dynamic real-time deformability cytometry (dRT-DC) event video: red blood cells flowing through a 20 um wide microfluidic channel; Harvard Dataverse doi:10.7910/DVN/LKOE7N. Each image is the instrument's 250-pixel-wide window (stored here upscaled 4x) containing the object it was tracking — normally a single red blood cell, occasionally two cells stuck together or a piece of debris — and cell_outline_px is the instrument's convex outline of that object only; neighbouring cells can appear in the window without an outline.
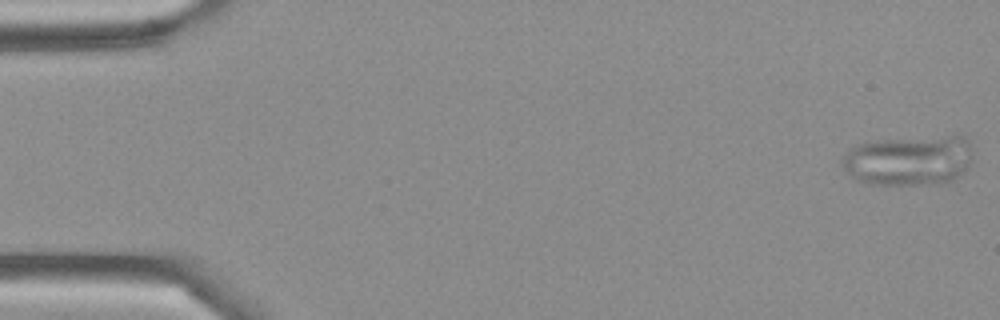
{"species": "Egyptian fruit bat (a non-hibernating species)", "species_latin": "Rousettus aegyptiacus", "temperature_condition": "cold", "stored_images_in_passage": 45, "camera_frame_rate_fps": 3000, "um_per_image_px": 0.085, "frame": {"image": 1, "passage_image": 1, "time_ms": 0.0, "image_size_px": [1000, 320], "cell_outline_px": [[972, 160], [968, 168], [960, 176], [952, 180], [936, 184], [864, 184], [856, 180], [840, 164], [840, 160], [848, 148], [856, 144], [876, 140], [956, 132], [964, 136], [968, 140]], "centroid_in_image_um": [77.27, 13.58], "position_along_channel_um": 7.7, "area_um2": 39.59}}
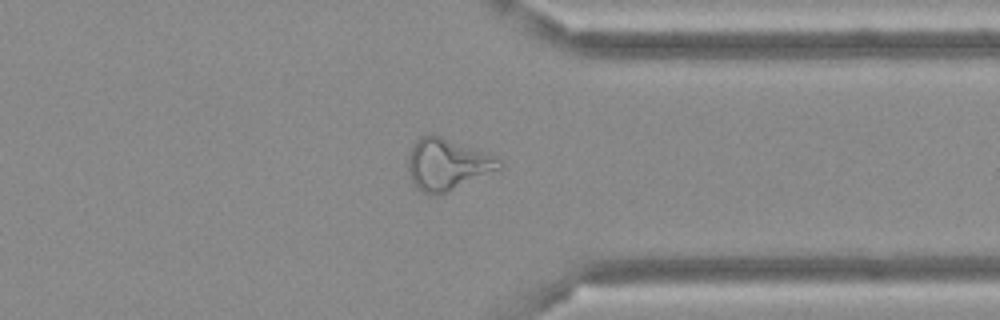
{"frame": {"image": 2, "passage_image": 38, "time_ms": 12.333, "image_size_px": [1000, 320], "cell_outline_px": [[504, 168], [436, 196], [432, 196], [420, 192], [416, 188], [408, 172], [408, 156], [416, 140], [420, 136], [440, 136], [500, 156], [504, 164]], "centroid_in_image_um": [38.07, 13.99], "position_along_channel_um": 373.3, "area_um2": 27.69}}
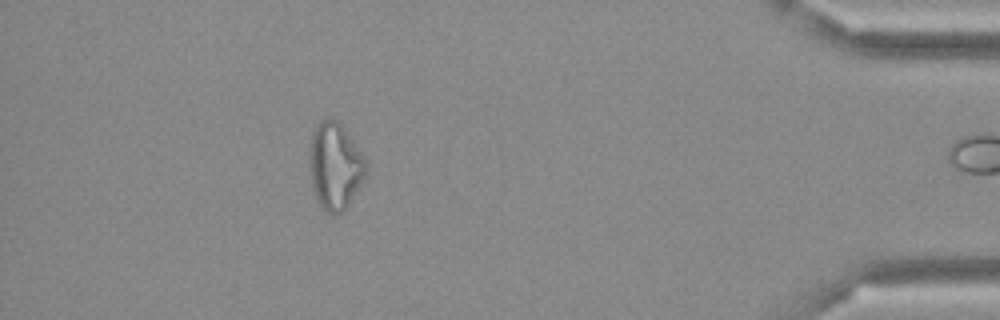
{"frame": {"image": 3, "passage_image": 44, "time_ms": 14.333, "image_size_px": [1000, 320], "cell_outline_px": [[368, 172], [344, 208], [336, 216], [332, 216], [320, 204], [312, 188], [308, 160], [308, 156], [312, 132], [320, 120], [328, 116], [336, 120], [344, 128], [368, 160]], "centroid_in_image_um": [28.47, 14.06], "position_along_channel_um": 406.7, "area_um2": 28.78}}